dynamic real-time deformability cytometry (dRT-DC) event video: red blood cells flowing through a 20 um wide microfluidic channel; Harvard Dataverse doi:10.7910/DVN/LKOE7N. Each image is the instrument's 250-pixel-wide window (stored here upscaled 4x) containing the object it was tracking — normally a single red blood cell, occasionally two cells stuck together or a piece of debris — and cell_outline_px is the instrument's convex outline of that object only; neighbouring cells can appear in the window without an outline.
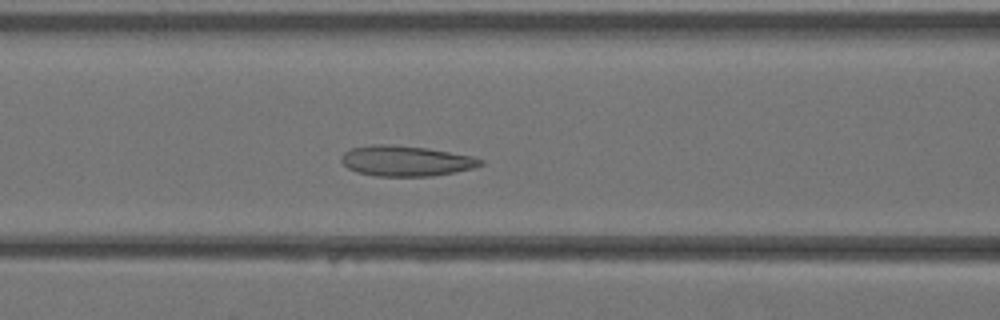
{"species": "Egyptian fruit bat (a non-hibernating species)", "species_latin": "Rousettus aegyptiacus", "temperature_condition": "warm", "stored_images_in_passage": 39, "camera_frame_rate_fps": 3000, "um_per_image_px": 0.085, "animal": {"sex": "female"}, "frame": {"image": 1, "passage_image": 16, "time_ms": 5.0, "image_size_px": [1000, 320], "cell_outline_px": [[484, 164], [472, 168], [432, 176], [376, 176], [356, 172], [348, 168], [340, 160], [340, 156], [344, 152], [352, 148], [372, 144], [392, 144], [428, 148], [472, 156], [484, 160]], "centroid_in_image_um": [34.47, 13.67], "position_along_channel_um": 132.1, "area_um2": 24.74}}
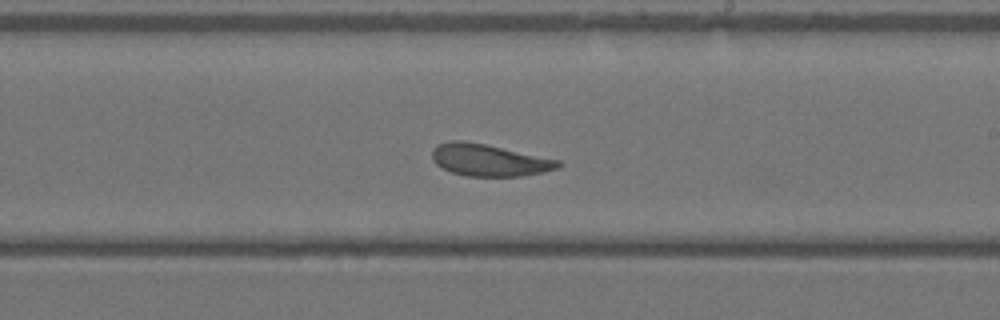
{"frame": {"image": 2, "passage_image": 23, "time_ms": 7.333, "image_size_px": [1000, 320], "cell_outline_px": [[560, 168], [544, 172], [520, 176], [468, 176], [452, 172], [436, 164], [432, 160], [432, 148], [436, 144], [448, 140], [460, 140], [484, 144], [560, 160]], "centroid_in_image_um": [41.54, 13.6], "position_along_channel_um": 247.5, "area_um2": 23.41}}
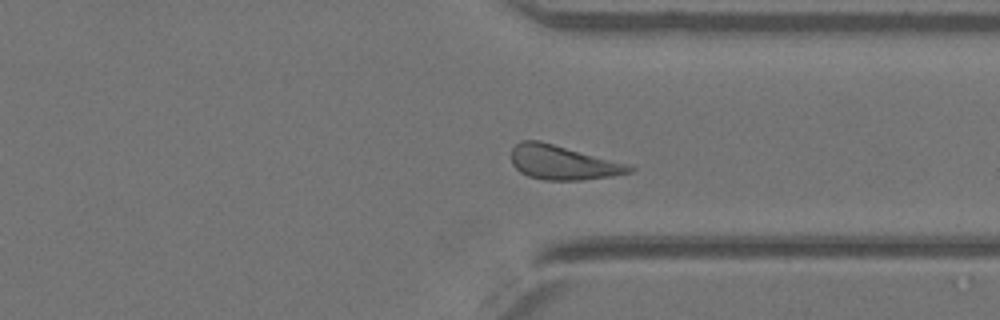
{"frame": {"image": 3, "passage_image": 30, "time_ms": 9.667, "image_size_px": [1000, 320], "cell_outline_px": [[636, 168], [632, 172], [612, 176], [580, 180], [544, 180], [528, 176], [520, 172], [512, 164], [512, 148], [520, 140], [540, 140], [628, 164]], "centroid_in_image_um": [47.83, 13.81], "position_along_channel_um": 363.6, "area_um2": 23.58}}